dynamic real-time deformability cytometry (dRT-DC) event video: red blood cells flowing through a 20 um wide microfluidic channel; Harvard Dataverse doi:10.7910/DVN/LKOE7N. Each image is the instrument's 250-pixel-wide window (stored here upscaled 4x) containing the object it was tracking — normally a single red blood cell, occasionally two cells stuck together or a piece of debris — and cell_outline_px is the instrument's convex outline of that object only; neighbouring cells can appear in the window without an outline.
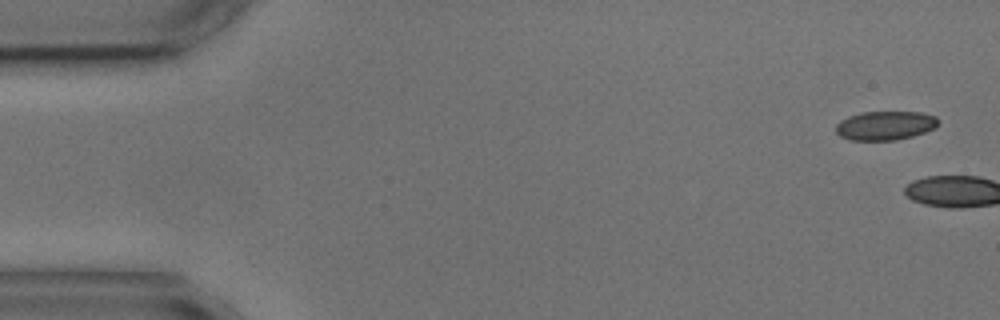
{"species": "common noctule bat (a hibernating species)", "species_latin": "Nyctalus noctula", "temperature_condition": "cold", "stored_images_in_passage": 6, "camera_frame_rate_fps": 3000, "um_per_image_px": 0.085, "animal": {"sex": "male", "body_mass_g": 17.9, "forearm_length_mm": 54.2}, "frame": {"image": 1, "passage_image": 1, "time_ms": 0.0, "image_size_px": [1000, 320], "cell_outline_px": [[940, 124], [936, 128], [912, 136], [896, 140], [852, 140], [840, 136], [836, 132], [836, 124], [840, 120], [848, 116], [860, 112], [920, 112], [936, 116], [940, 120]], "centroid_in_image_um": [75.27, 10.66], "position_along_channel_um": 9.7, "area_um2": 17.46}}